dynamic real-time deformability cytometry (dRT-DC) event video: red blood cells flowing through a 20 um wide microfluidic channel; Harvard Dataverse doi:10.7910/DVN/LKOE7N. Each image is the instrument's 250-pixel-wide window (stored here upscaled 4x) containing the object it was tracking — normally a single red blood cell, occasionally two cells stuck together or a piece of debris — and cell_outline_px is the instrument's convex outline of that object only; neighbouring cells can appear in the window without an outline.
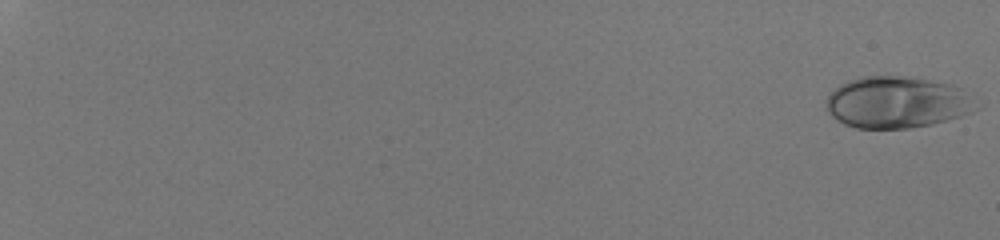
{"species": "human", "species_latin": "Homo sapiens", "temperature_condition": "room temperature", "stored_images_in_passage": 54, "camera_frame_rate_fps": 3000, "um_per_image_px": 0.085, "donor": {"sex": "male"}, "frame": {"image": 1, "passage_image": 1, "time_ms": 0.0, "image_size_px": [1000, 240], "cell_outline_px": [[984, 104], [980, 108], [972, 112], [960, 116], [932, 124], [912, 128], [856, 128], [844, 124], [836, 120], [828, 112], [828, 92], [840, 84], [848, 80], [864, 76], [900, 76], [928, 80], [952, 84], [960, 88]], "centroid_in_image_um": [76.3, 8.7], "position_along_channel_um": 8.7, "area_um2": 45.49}}
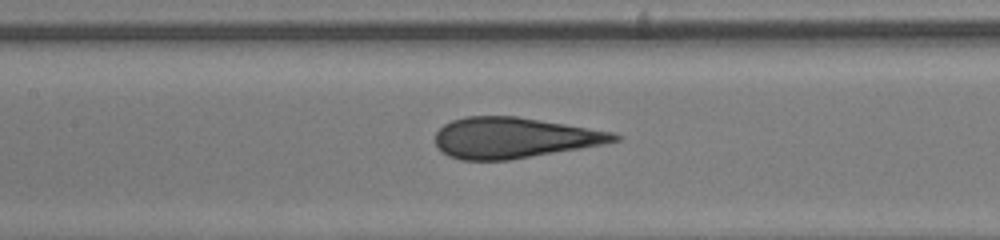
{"frame": {"image": 2, "passage_image": 32, "time_ms": 10.333, "image_size_px": [1000, 240], "cell_outline_px": [[624, 136], [620, 140], [604, 144], [508, 160], [460, 160], [448, 156], [440, 152], [436, 144], [436, 132], [444, 124], [452, 120], [464, 116], [516, 116], [612, 132]], "centroid_in_image_um": [43.65, 11.71], "position_along_channel_um": 163.8, "area_um2": 42.31}}
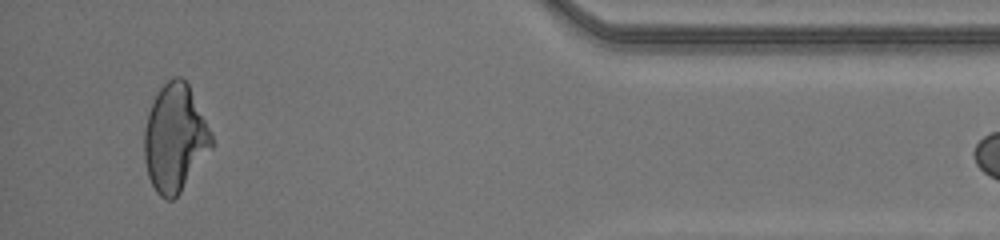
{"frame": {"image": 3, "passage_image": 53, "time_ms": 17.333, "image_size_px": [1000, 240], "cell_outline_px": [[212, 148], [180, 192], [172, 200], [164, 200], [156, 192], [148, 176], [144, 160], [144, 128], [148, 112], [160, 88], [168, 80], [176, 76], [180, 76], [188, 84], [212, 132]], "centroid_in_image_um": [14.86, 11.75], "position_along_channel_um": 420.3, "area_um2": 41.96}}